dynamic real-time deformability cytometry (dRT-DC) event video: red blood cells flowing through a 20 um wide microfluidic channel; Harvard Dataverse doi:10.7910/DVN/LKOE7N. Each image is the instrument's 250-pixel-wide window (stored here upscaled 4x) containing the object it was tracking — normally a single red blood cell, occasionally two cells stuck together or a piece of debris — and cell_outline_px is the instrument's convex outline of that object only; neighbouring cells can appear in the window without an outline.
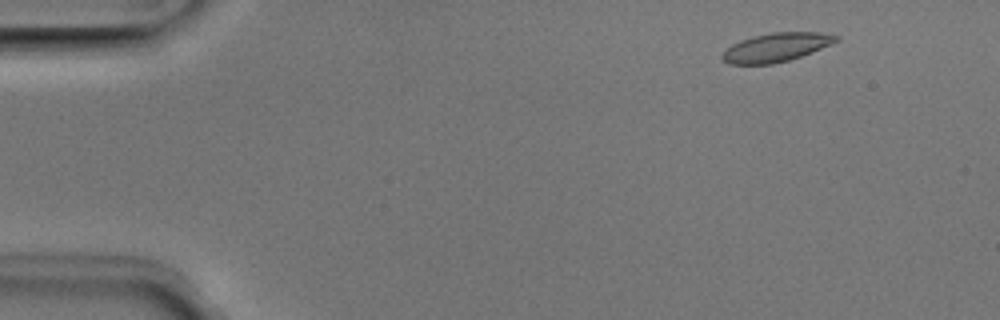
{"species": "Egyptian fruit bat (a non-hibernating species)", "species_latin": "Rousettus aegyptiacus", "temperature_condition": "room temperature", "stored_images_in_passage": 47, "camera_frame_rate_fps": 3000, "um_per_image_px": 0.085, "animal": {"sex": "male"}, "frame": {"image": 1, "passage_image": 1, "time_ms": 0.0, "image_size_px": [1000, 320], "cell_outline_px": [[840, 40], [812, 52], [788, 60], [772, 64], [728, 64], [720, 56], [732, 44], [740, 40], [752, 36], [772, 32], [820, 32], [840, 36]], "centroid_in_image_um": [65.98, 4.01], "position_along_channel_um": 19.0, "area_um2": 19.02}}
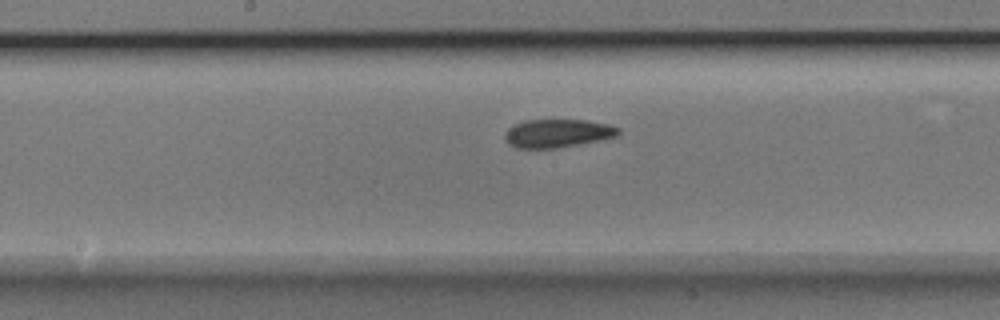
{"frame": {"image": 2, "passage_image": 22, "time_ms": 7.0, "image_size_px": [1000, 320], "cell_outline_px": [[620, 132], [616, 136], [600, 140], [556, 148], [516, 148], [508, 144], [504, 140], [504, 132], [512, 124], [524, 120], [584, 120], [608, 124], [620, 128]], "centroid_in_image_um": [47.33, 11.33], "position_along_channel_um": 200.9, "area_um2": 18.84}}
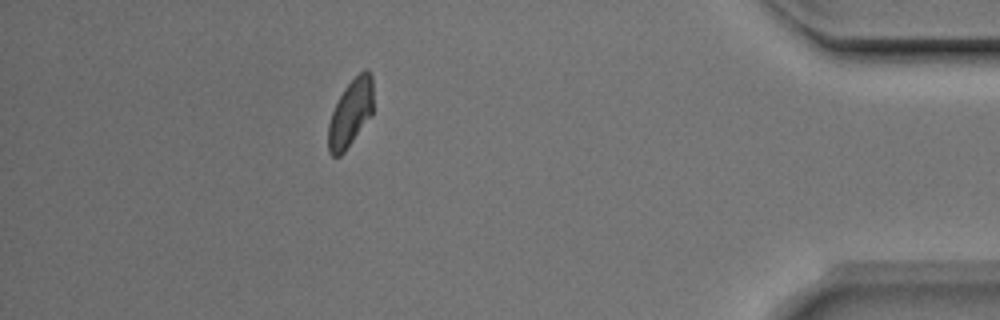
{"frame": {"image": 3, "passage_image": 41, "time_ms": 13.333, "image_size_px": [1000, 320], "cell_outline_px": [[372, 116], [344, 152], [340, 156], [332, 156], [328, 152], [328, 124], [332, 112], [344, 88], [364, 68], [368, 68], [372, 76]], "centroid_in_image_um": [29.8, 9.62], "position_along_channel_um": 405.4, "area_um2": 17.63}, "authors_computed_cell_mechanics": {"area_um2": 18.9006, "velocity_mm_per_s": 3.9684, "shape_relaxation_time_tau1_ms": 7.433, "shape_relaxation_time_tau2_ms": 1.9452, "deformation_change_tau1": 0.1457, "deformation_change_tau2": 0.0589}}